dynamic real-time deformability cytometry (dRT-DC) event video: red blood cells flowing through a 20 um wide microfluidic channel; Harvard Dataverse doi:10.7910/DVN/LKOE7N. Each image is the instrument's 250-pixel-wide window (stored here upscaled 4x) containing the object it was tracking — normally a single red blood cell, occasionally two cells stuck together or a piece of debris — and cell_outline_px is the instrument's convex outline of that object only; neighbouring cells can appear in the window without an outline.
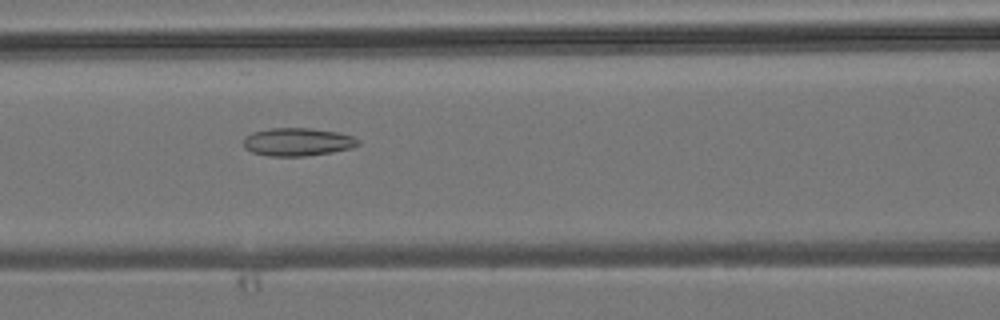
{"species": "common noctule bat (a hibernating species)", "species_latin": "Nyctalus noctula", "temperature_condition": "room temperature", "stored_images_in_passage": 6, "camera_frame_rate_fps": 3000, "um_per_image_px": 0.085, "animal": {"sex": "male", "body_mass_g": 19.2, "forearm_length_mm": 51.8}, "frame": {"image": 1, "passage_image": 6, "time_ms": 6.0, "image_size_px": [1000, 320], "cell_outline_px": [[360, 144], [352, 148], [332, 152], [308, 156], [268, 156], [252, 152], [244, 148], [244, 136], [252, 132], [272, 128], [308, 128], [340, 132], [352, 136], [360, 140]], "centroid_in_image_um": [25.3, 12.06], "position_along_channel_um": 141.3, "area_um2": 18.9}}